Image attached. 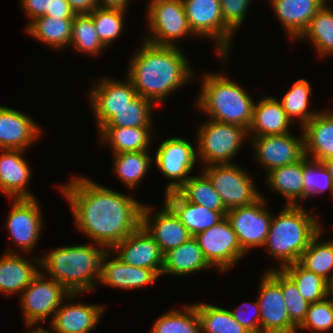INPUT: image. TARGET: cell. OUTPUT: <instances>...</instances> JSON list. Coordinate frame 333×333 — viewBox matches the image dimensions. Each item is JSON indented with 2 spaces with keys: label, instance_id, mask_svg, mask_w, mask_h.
<instances>
[{
  "label": "cell",
  "instance_id": "cell-1",
  "mask_svg": "<svg viewBox=\"0 0 333 333\" xmlns=\"http://www.w3.org/2000/svg\"><path fill=\"white\" fill-rule=\"evenodd\" d=\"M74 223L87 237L109 250L141 226L143 205L86 177L62 185Z\"/></svg>",
  "mask_w": 333,
  "mask_h": 333
},
{
  "label": "cell",
  "instance_id": "cell-2",
  "mask_svg": "<svg viewBox=\"0 0 333 333\" xmlns=\"http://www.w3.org/2000/svg\"><path fill=\"white\" fill-rule=\"evenodd\" d=\"M133 56L127 78L137 95L153 104L163 101L194 76L184 53L177 46H159L144 41Z\"/></svg>",
  "mask_w": 333,
  "mask_h": 333
},
{
  "label": "cell",
  "instance_id": "cell-3",
  "mask_svg": "<svg viewBox=\"0 0 333 333\" xmlns=\"http://www.w3.org/2000/svg\"><path fill=\"white\" fill-rule=\"evenodd\" d=\"M98 245L57 247L47 256L35 258L51 276L70 293H84L96 288L100 280L102 259L108 249ZM96 279V281H95Z\"/></svg>",
  "mask_w": 333,
  "mask_h": 333
},
{
  "label": "cell",
  "instance_id": "cell-4",
  "mask_svg": "<svg viewBox=\"0 0 333 333\" xmlns=\"http://www.w3.org/2000/svg\"><path fill=\"white\" fill-rule=\"evenodd\" d=\"M276 217L273 216L263 247L276 260L286 265L299 261L311 240L322 230L315 216L304 210L302 205H285Z\"/></svg>",
  "mask_w": 333,
  "mask_h": 333
},
{
  "label": "cell",
  "instance_id": "cell-5",
  "mask_svg": "<svg viewBox=\"0 0 333 333\" xmlns=\"http://www.w3.org/2000/svg\"><path fill=\"white\" fill-rule=\"evenodd\" d=\"M197 107L214 121L236 124L249 130L254 102L242 87L222 74H206Z\"/></svg>",
  "mask_w": 333,
  "mask_h": 333
},
{
  "label": "cell",
  "instance_id": "cell-6",
  "mask_svg": "<svg viewBox=\"0 0 333 333\" xmlns=\"http://www.w3.org/2000/svg\"><path fill=\"white\" fill-rule=\"evenodd\" d=\"M198 130L197 157L205 166L230 162L248 138V130L229 123L206 120Z\"/></svg>",
  "mask_w": 333,
  "mask_h": 333
},
{
  "label": "cell",
  "instance_id": "cell-7",
  "mask_svg": "<svg viewBox=\"0 0 333 333\" xmlns=\"http://www.w3.org/2000/svg\"><path fill=\"white\" fill-rule=\"evenodd\" d=\"M44 272H39L23 290L21 307L27 326L33 327L40 321H46L49 315L53 318L64 298L71 300L79 293H70L54 279H46Z\"/></svg>",
  "mask_w": 333,
  "mask_h": 333
},
{
  "label": "cell",
  "instance_id": "cell-8",
  "mask_svg": "<svg viewBox=\"0 0 333 333\" xmlns=\"http://www.w3.org/2000/svg\"><path fill=\"white\" fill-rule=\"evenodd\" d=\"M187 22L194 35L212 38L216 50L226 59L234 31L225 23L220 0H182Z\"/></svg>",
  "mask_w": 333,
  "mask_h": 333
},
{
  "label": "cell",
  "instance_id": "cell-9",
  "mask_svg": "<svg viewBox=\"0 0 333 333\" xmlns=\"http://www.w3.org/2000/svg\"><path fill=\"white\" fill-rule=\"evenodd\" d=\"M203 173L211 181L227 210L251 205L262 197L256 191L253 178L237 164L205 166Z\"/></svg>",
  "mask_w": 333,
  "mask_h": 333
},
{
  "label": "cell",
  "instance_id": "cell-10",
  "mask_svg": "<svg viewBox=\"0 0 333 333\" xmlns=\"http://www.w3.org/2000/svg\"><path fill=\"white\" fill-rule=\"evenodd\" d=\"M149 33L145 41L159 46H176L175 40L193 35L182 0H151L148 5ZM152 31V32H151Z\"/></svg>",
  "mask_w": 333,
  "mask_h": 333
},
{
  "label": "cell",
  "instance_id": "cell-11",
  "mask_svg": "<svg viewBox=\"0 0 333 333\" xmlns=\"http://www.w3.org/2000/svg\"><path fill=\"white\" fill-rule=\"evenodd\" d=\"M210 266L226 271L246 253L240 247L236 233L225 216L216 225L194 236Z\"/></svg>",
  "mask_w": 333,
  "mask_h": 333
},
{
  "label": "cell",
  "instance_id": "cell-12",
  "mask_svg": "<svg viewBox=\"0 0 333 333\" xmlns=\"http://www.w3.org/2000/svg\"><path fill=\"white\" fill-rule=\"evenodd\" d=\"M265 199L262 196L255 203L229 209L226 217L236 233L242 250L252 247H263L268 236L272 213L265 209Z\"/></svg>",
  "mask_w": 333,
  "mask_h": 333
},
{
  "label": "cell",
  "instance_id": "cell-13",
  "mask_svg": "<svg viewBox=\"0 0 333 333\" xmlns=\"http://www.w3.org/2000/svg\"><path fill=\"white\" fill-rule=\"evenodd\" d=\"M196 158L197 150L182 137L165 139L159 145L154 161L166 178L174 180L166 186V193L177 191L190 178L187 175L194 169Z\"/></svg>",
  "mask_w": 333,
  "mask_h": 333
},
{
  "label": "cell",
  "instance_id": "cell-14",
  "mask_svg": "<svg viewBox=\"0 0 333 333\" xmlns=\"http://www.w3.org/2000/svg\"><path fill=\"white\" fill-rule=\"evenodd\" d=\"M36 198L14 199L5 224L10 239L24 252L31 251L37 244L42 231L40 205Z\"/></svg>",
  "mask_w": 333,
  "mask_h": 333
},
{
  "label": "cell",
  "instance_id": "cell-15",
  "mask_svg": "<svg viewBox=\"0 0 333 333\" xmlns=\"http://www.w3.org/2000/svg\"><path fill=\"white\" fill-rule=\"evenodd\" d=\"M255 157L267 172L295 163L305 156L304 135L294 137L290 132L282 135L254 136Z\"/></svg>",
  "mask_w": 333,
  "mask_h": 333
},
{
  "label": "cell",
  "instance_id": "cell-16",
  "mask_svg": "<svg viewBox=\"0 0 333 333\" xmlns=\"http://www.w3.org/2000/svg\"><path fill=\"white\" fill-rule=\"evenodd\" d=\"M258 304L261 311V333H297L290 320L281 286L265 272L261 279Z\"/></svg>",
  "mask_w": 333,
  "mask_h": 333
},
{
  "label": "cell",
  "instance_id": "cell-17",
  "mask_svg": "<svg viewBox=\"0 0 333 333\" xmlns=\"http://www.w3.org/2000/svg\"><path fill=\"white\" fill-rule=\"evenodd\" d=\"M100 82L91 89L89 96L99 130L117 111L127 106L137 96L133 84L127 77L124 82L107 78Z\"/></svg>",
  "mask_w": 333,
  "mask_h": 333
},
{
  "label": "cell",
  "instance_id": "cell-18",
  "mask_svg": "<svg viewBox=\"0 0 333 333\" xmlns=\"http://www.w3.org/2000/svg\"><path fill=\"white\" fill-rule=\"evenodd\" d=\"M151 211L150 207L143 205L141 226L159 245L163 254L192 237L179 217L166 203L162 210L154 214V222L151 220Z\"/></svg>",
  "mask_w": 333,
  "mask_h": 333
},
{
  "label": "cell",
  "instance_id": "cell-19",
  "mask_svg": "<svg viewBox=\"0 0 333 333\" xmlns=\"http://www.w3.org/2000/svg\"><path fill=\"white\" fill-rule=\"evenodd\" d=\"M113 250L120 251L117 257L127 265L154 269L161 275L164 254L142 226L126 236Z\"/></svg>",
  "mask_w": 333,
  "mask_h": 333
},
{
  "label": "cell",
  "instance_id": "cell-20",
  "mask_svg": "<svg viewBox=\"0 0 333 333\" xmlns=\"http://www.w3.org/2000/svg\"><path fill=\"white\" fill-rule=\"evenodd\" d=\"M40 127L19 110L0 106V149L23 150L39 138ZM38 137V138H37Z\"/></svg>",
  "mask_w": 333,
  "mask_h": 333
},
{
  "label": "cell",
  "instance_id": "cell-21",
  "mask_svg": "<svg viewBox=\"0 0 333 333\" xmlns=\"http://www.w3.org/2000/svg\"><path fill=\"white\" fill-rule=\"evenodd\" d=\"M23 150L3 149L0 155V191L8 198H35L29 190L31 170Z\"/></svg>",
  "mask_w": 333,
  "mask_h": 333
},
{
  "label": "cell",
  "instance_id": "cell-22",
  "mask_svg": "<svg viewBox=\"0 0 333 333\" xmlns=\"http://www.w3.org/2000/svg\"><path fill=\"white\" fill-rule=\"evenodd\" d=\"M107 251L102 259V267L99 282L109 287L121 289L141 288L152 284L161 276L156 270L140 268L124 263L119 257L108 260L111 253ZM108 260V261H107Z\"/></svg>",
  "mask_w": 333,
  "mask_h": 333
},
{
  "label": "cell",
  "instance_id": "cell-23",
  "mask_svg": "<svg viewBox=\"0 0 333 333\" xmlns=\"http://www.w3.org/2000/svg\"><path fill=\"white\" fill-rule=\"evenodd\" d=\"M64 304L57 309L51 319L55 333H90L103 314V306L89 305L82 302Z\"/></svg>",
  "mask_w": 333,
  "mask_h": 333
},
{
  "label": "cell",
  "instance_id": "cell-24",
  "mask_svg": "<svg viewBox=\"0 0 333 333\" xmlns=\"http://www.w3.org/2000/svg\"><path fill=\"white\" fill-rule=\"evenodd\" d=\"M301 133L304 135L305 155L309 159L322 162L326 159L333 158L332 112L318 111L317 114L302 127Z\"/></svg>",
  "mask_w": 333,
  "mask_h": 333
},
{
  "label": "cell",
  "instance_id": "cell-25",
  "mask_svg": "<svg viewBox=\"0 0 333 333\" xmlns=\"http://www.w3.org/2000/svg\"><path fill=\"white\" fill-rule=\"evenodd\" d=\"M282 26L299 39L315 14L327 0H270Z\"/></svg>",
  "mask_w": 333,
  "mask_h": 333
},
{
  "label": "cell",
  "instance_id": "cell-26",
  "mask_svg": "<svg viewBox=\"0 0 333 333\" xmlns=\"http://www.w3.org/2000/svg\"><path fill=\"white\" fill-rule=\"evenodd\" d=\"M290 123L292 120L287 117L281 102L277 98L265 96L257 104L254 103L253 119L248 135L250 137L282 135L289 132Z\"/></svg>",
  "mask_w": 333,
  "mask_h": 333
},
{
  "label": "cell",
  "instance_id": "cell-27",
  "mask_svg": "<svg viewBox=\"0 0 333 333\" xmlns=\"http://www.w3.org/2000/svg\"><path fill=\"white\" fill-rule=\"evenodd\" d=\"M165 196L164 203L175 212L193 237L224 218L220 212L186 201L177 191L165 193Z\"/></svg>",
  "mask_w": 333,
  "mask_h": 333
},
{
  "label": "cell",
  "instance_id": "cell-28",
  "mask_svg": "<svg viewBox=\"0 0 333 333\" xmlns=\"http://www.w3.org/2000/svg\"><path fill=\"white\" fill-rule=\"evenodd\" d=\"M5 253L0 258V292L6 296L20 291L22 294L41 269L20 257L16 250Z\"/></svg>",
  "mask_w": 333,
  "mask_h": 333
},
{
  "label": "cell",
  "instance_id": "cell-29",
  "mask_svg": "<svg viewBox=\"0 0 333 333\" xmlns=\"http://www.w3.org/2000/svg\"><path fill=\"white\" fill-rule=\"evenodd\" d=\"M209 267L197 239L192 236L180 246L164 253L161 275L185 276Z\"/></svg>",
  "mask_w": 333,
  "mask_h": 333
},
{
  "label": "cell",
  "instance_id": "cell-30",
  "mask_svg": "<svg viewBox=\"0 0 333 333\" xmlns=\"http://www.w3.org/2000/svg\"><path fill=\"white\" fill-rule=\"evenodd\" d=\"M304 157L292 164L268 172V186L287 198L286 205L297 206V200H304Z\"/></svg>",
  "mask_w": 333,
  "mask_h": 333
},
{
  "label": "cell",
  "instance_id": "cell-31",
  "mask_svg": "<svg viewBox=\"0 0 333 333\" xmlns=\"http://www.w3.org/2000/svg\"><path fill=\"white\" fill-rule=\"evenodd\" d=\"M73 19L44 15L30 21L26 31L49 47L62 49L70 44Z\"/></svg>",
  "mask_w": 333,
  "mask_h": 333
},
{
  "label": "cell",
  "instance_id": "cell-32",
  "mask_svg": "<svg viewBox=\"0 0 333 333\" xmlns=\"http://www.w3.org/2000/svg\"><path fill=\"white\" fill-rule=\"evenodd\" d=\"M152 127H102L100 139L111 144L114 154L148 151Z\"/></svg>",
  "mask_w": 333,
  "mask_h": 333
},
{
  "label": "cell",
  "instance_id": "cell-33",
  "mask_svg": "<svg viewBox=\"0 0 333 333\" xmlns=\"http://www.w3.org/2000/svg\"><path fill=\"white\" fill-rule=\"evenodd\" d=\"M177 192L188 202L198 204L215 212H220L224 217L228 210L214 189L209 178L202 172L200 176L190 177Z\"/></svg>",
  "mask_w": 333,
  "mask_h": 333
},
{
  "label": "cell",
  "instance_id": "cell-34",
  "mask_svg": "<svg viewBox=\"0 0 333 333\" xmlns=\"http://www.w3.org/2000/svg\"><path fill=\"white\" fill-rule=\"evenodd\" d=\"M322 230L311 240L298 263L308 271L321 276L328 283L333 279V241H319ZM330 274V275H329Z\"/></svg>",
  "mask_w": 333,
  "mask_h": 333
},
{
  "label": "cell",
  "instance_id": "cell-35",
  "mask_svg": "<svg viewBox=\"0 0 333 333\" xmlns=\"http://www.w3.org/2000/svg\"><path fill=\"white\" fill-rule=\"evenodd\" d=\"M200 321L201 333H250L237 320L230 310L211 304H194Z\"/></svg>",
  "mask_w": 333,
  "mask_h": 333
},
{
  "label": "cell",
  "instance_id": "cell-36",
  "mask_svg": "<svg viewBox=\"0 0 333 333\" xmlns=\"http://www.w3.org/2000/svg\"><path fill=\"white\" fill-rule=\"evenodd\" d=\"M281 270L296 284L301 295L310 304L329 296V283L303 268L298 262L286 265Z\"/></svg>",
  "mask_w": 333,
  "mask_h": 333
},
{
  "label": "cell",
  "instance_id": "cell-37",
  "mask_svg": "<svg viewBox=\"0 0 333 333\" xmlns=\"http://www.w3.org/2000/svg\"><path fill=\"white\" fill-rule=\"evenodd\" d=\"M324 6L315 14L299 38H310L319 57L333 55V10ZM324 55V56H323Z\"/></svg>",
  "mask_w": 333,
  "mask_h": 333
},
{
  "label": "cell",
  "instance_id": "cell-38",
  "mask_svg": "<svg viewBox=\"0 0 333 333\" xmlns=\"http://www.w3.org/2000/svg\"><path fill=\"white\" fill-rule=\"evenodd\" d=\"M150 333H201L196 306L185 305L184 310L164 313L155 320Z\"/></svg>",
  "mask_w": 333,
  "mask_h": 333
},
{
  "label": "cell",
  "instance_id": "cell-39",
  "mask_svg": "<svg viewBox=\"0 0 333 333\" xmlns=\"http://www.w3.org/2000/svg\"><path fill=\"white\" fill-rule=\"evenodd\" d=\"M149 151L122 152L114 155V169L116 176L126 184L127 188L134 189L138 182L147 173L153 157ZM152 158V159H151Z\"/></svg>",
  "mask_w": 333,
  "mask_h": 333
},
{
  "label": "cell",
  "instance_id": "cell-40",
  "mask_svg": "<svg viewBox=\"0 0 333 333\" xmlns=\"http://www.w3.org/2000/svg\"><path fill=\"white\" fill-rule=\"evenodd\" d=\"M153 102L137 95L123 107L103 127H153L151 111Z\"/></svg>",
  "mask_w": 333,
  "mask_h": 333
},
{
  "label": "cell",
  "instance_id": "cell-41",
  "mask_svg": "<svg viewBox=\"0 0 333 333\" xmlns=\"http://www.w3.org/2000/svg\"><path fill=\"white\" fill-rule=\"evenodd\" d=\"M75 47L84 54L97 55L105 50V45L100 41L94 22L89 14H76L72 23V32L69 46Z\"/></svg>",
  "mask_w": 333,
  "mask_h": 333
},
{
  "label": "cell",
  "instance_id": "cell-42",
  "mask_svg": "<svg viewBox=\"0 0 333 333\" xmlns=\"http://www.w3.org/2000/svg\"><path fill=\"white\" fill-rule=\"evenodd\" d=\"M267 273L281 286L290 320L299 327L306 318L310 303L301 295L296 284L280 269Z\"/></svg>",
  "mask_w": 333,
  "mask_h": 333
},
{
  "label": "cell",
  "instance_id": "cell-43",
  "mask_svg": "<svg viewBox=\"0 0 333 333\" xmlns=\"http://www.w3.org/2000/svg\"><path fill=\"white\" fill-rule=\"evenodd\" d=\"M309 96H311V86L306 79H299L294 82L291 89L279 100L285 110L287 117L291 120L293 117H298L303 127L317 113L308 111Z\"/></svg>",
  "mask_w": 333,
  "mask_h": 333
},
{
  "label": "cell",
  "instance_id": "cell-44",
  "mask_svg": "<svg viewBox=\"0 0 333 333\" xmlns=\"http://www.w3.org/2000/svg\"><path fill=\"white\" fill-rule=\"evenodd\" d=\"M125 10L96 7L89 15L100 41L108 47L124 28Z\"/></svg>",
  "mask_w": 333,
  "mask_h": 333
},
{
  "label": "cell",
  "instance_id": "cell-45",
  "mask_svg": "<svg viewBox=\"0 0 333 333\" xmlns=\"http://www.w3.org/2000/svg\"><path fill=\"white\" fill-rule=\"evenodd\" d=\"M304 199L311 195L320 194L326 189L333 196V180L323 162L309 159L304 156Z\"/></svg>",
  "mask_w": 333,
  "mask_h": 333
},
{
  "label": "cell",
  "instance_id": "cell-46",
  "mask_svg": "<svg viewBox=\"0 0 333 333\" xmlns=\"http://www.w3.org/2000/svg\"><path fill=\"white\" fill-rule=\"evenodd\" d=\"M328 297L309 305L306 318L298 328L326 332L333 327V301Z\"/></svg>",
  "mask_w": 333,
  "mask_h": 333
},
{
  "label": "cell",
  "instance_id": "cell-47",
  "mask_svg": "<svg viewBox=\"0 0 333 333\" xmlns=\"http://www.w3.org/2000/svg\"><path fill=\"white\" fill-rule=\"evenodd\" d=\"M251 0H220L225 23L235 32L244 20Z\"/></svg>",
  "mask_w": 333,
  "mask_h": 333
},
{
  "label": "cell",
  "instance_id": "cell-48",
  "mask_svg": "<svg viewBox=\"0 0 333 333\" xmlns=\"http://www.w3.org/2000/svg\"><path fill=\"white\" fill-rule=\"evenodd\" d=\"M241 305H243V304H241ZM246 306L248 308L245 309V310H244V308L242 309L241 306L236 308L234 311L230 310L233 318L235 320H237L250 333H261V320H260L261 311H260V308H259L258 300H257V302H249V305H246ZM248 310L249 311L253 310V313H252L251 317L249 315L250 318L247 315Z\"/></svg>",
  "mask_w": 333,
  "mask_h": 333
},
{
  "label": "cell",
  "instance_id": "cell-49",
  "mask_svg": "<svg viewBox=\"0 0 333 333\" xmlns=\"http://www.w3.org/2000/svg\"><path fill=\"white\" fill-rule=\"evenodd\" d=\"M22 9L33 21L38 17L46 15V11H50L51 0H22Z\"/></svg>",
  "mask_w": 333,
  "mask_h": 333
},
{
  "label": "cell",
  "instance_id": "cell-50",
  "mask_svg": "<svg viewBox=\"0 0 333 333\" xmlns=\"http://www.w3.org/2000/svg\"><path fill=\"white\" fill-rule=\"evenodd\" d=\"M46 15L57 18H74L76 13L67 0H51L50 11H46Z\"/></svg>",
  "mask_w": 333,
  "mask_h": 333
},
{
  "label": "cell",
  "instance_id": "cell-51",
  "mask_svg": "<svg viewBox=\"0 0 333 333\" xmlns=\"http://www.w3.org/2000/svg\"><path fill=\"white\" fill-rule=\"evenodd\" d=\"M76 14H89L97 6L96 0H67Z\"/></svg>",
  "mask_w": 333,
  "mask_h": 333
},
{
  "label": "cell",
  "instance_id": "cell-52",
  "mask_svg": "<svg viewBox=\"0 0 333 333\" xmlns=\"http://www.w3.org/2000/svg\"><path fill=\"white\" fill-rule=\"evenodd\" d=\"M129 1L130 0H96V3L100 8L121 9L126 11Z\"/></svg>",
  "mask_w": 333,
  "mask_h": 333
},
{
  "label": "cell",
  "instance_id": "cell-53",
  "mask_svg": "<svg viewBox=\"0 0 333 333\" xmlns=\"http://www.w3.org/2000/svg\"><path fill=\"white\" fill-rule=\"evenodd\" d=\"M322 162L325 165V167L327 168V170L329 171L331 178L333 180V158L326 159Z\"/></svg>",
  "mask_w": 333,
  "mask_h": 333
},
{
  "label": "cell",
  "instance_id": "cell-54",
  "mask_svg": "<svg viewBox=\"0 0 333 333\" xmlns=\"http://www.w3.org/2000/svg\"><path fill=\"white\" fill-rule=\"evenodd\" d=\"M28 333H52L51 331H48L45 329H43L42 327L41 328H34L32 331H27Z\"/></svg>",
  "mask_w": 333,
  "mask_h": 333
},
{
  "label": "cell",
  "instance_id": "cell-55",
  "mask_svg": "<svg viewBox=\"0 0 333 333\" xmlns=\"http://www.w3.org/2000/svg\"><path fill=\"white\" fill-rule=\"evenodd\" d=\"M329 297H331V299L333 301V288H329Z\"/></svg>",
  "mask_w": 333,
  "mask_h": 333
},
{
  "label": "cell",
  "instance_id": "cell-56",
  "mask_svg": "<svg viewBox=\"0 0 333 333\" xmlns=\"http://www.w3.org/2000/svg\"><path fill=\"white\" fill-rule=\"evenodd\" d=\"M329 288H333V279H332V281L329 283Z\"/></svg>",
  "mask_w": 333,
  "mask_h": 333
}]
</instances>
